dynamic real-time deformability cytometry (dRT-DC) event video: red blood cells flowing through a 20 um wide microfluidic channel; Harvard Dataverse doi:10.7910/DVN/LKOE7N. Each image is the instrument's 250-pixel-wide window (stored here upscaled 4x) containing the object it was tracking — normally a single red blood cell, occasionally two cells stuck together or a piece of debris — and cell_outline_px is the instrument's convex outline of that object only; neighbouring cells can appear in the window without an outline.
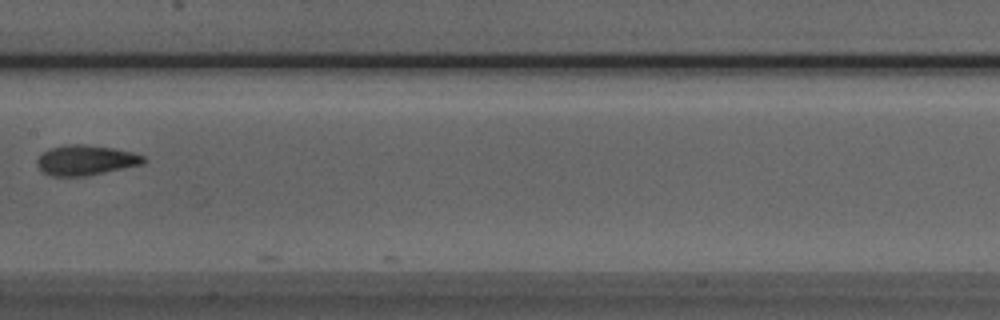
{"species": "Egyptian fruit bat (a non-hibernating species)", "species_latin": "Rousettus aegyptiacus", "temperature_condition": "room temperature", "stored_images_in_passage": 10, "camera_frame_rate_fps": 3000, "um_per_image_px": 0.085, "animal": {"sex": "male"}, "frame": {"image": 1, "passage_image": 9, "time_ms": 9.333, "image_size_px": [1000, 320], "cell_outline_px": [[148, 160], [144, 164], [84, 176], [52, 176], [44, 172], [36, 164], [36, 160], [44, 152], [52, 148], [64, 144], [84, 144], [112, 148], [132, 152], [144, 156]], "centroid_in_image_um": [7.31, 13.61], "position_along_channel_um": 200.1, "area_um2": 18.55}}
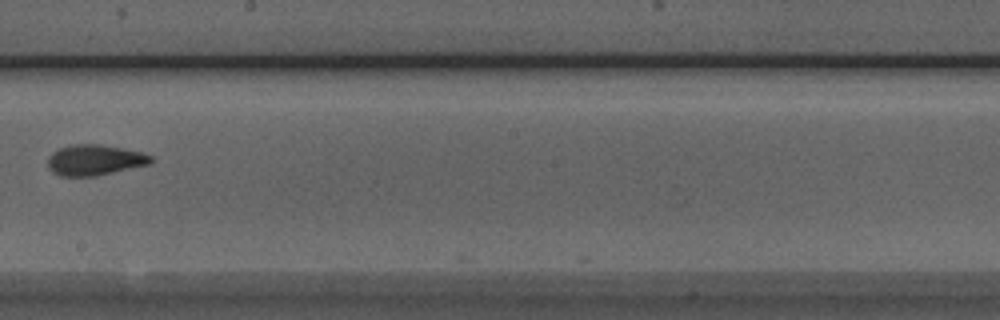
{"frame": {"image": 2, "passage_image": 10, "time_ms": 10.333, "image_size_px": [1000, 320], "cell_outline_px": [[152, 164], [96, 176], [60, 176], [52, 172], [48, 168], [48, 156], [52, 152], [60, 148], [72, 144], [100, 144], [140, 152], [152, 156]], "centroid_in_image_um": [8.03, 13.61], "position_along_channel_um": 240.2, "area_um2": 18.5}}